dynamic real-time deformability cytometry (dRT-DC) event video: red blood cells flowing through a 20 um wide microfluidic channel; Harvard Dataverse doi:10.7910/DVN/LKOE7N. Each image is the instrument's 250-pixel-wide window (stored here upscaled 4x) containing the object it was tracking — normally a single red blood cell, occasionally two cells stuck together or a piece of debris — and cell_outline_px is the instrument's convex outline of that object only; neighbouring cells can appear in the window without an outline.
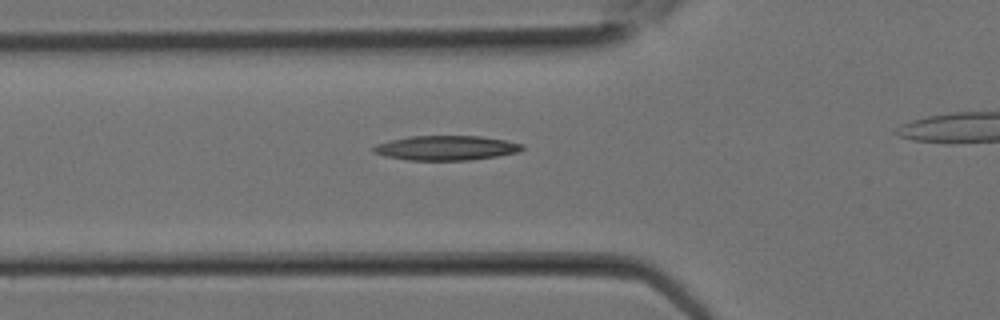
{"species": "Egyptian fruit bat (a non-hibernating species)", "species_latin": "Rousettus aegyptiacus", "temperature_condition": "room temperature", "stored_images_in_passage": 9, "segment_of_instrument_passage": [1, 2], "camera_frame_rate_fps": 3000, "um_per_image_px": 0.085, "animal": {"sex": "female"}, "frame": {"image": 1, "passage_image": 6, "time_ms": 1.667, "image_size_px": [1000, 320], "cell_outline_px": [[524, 148], [516, 152], [496, 156], [468, 160], [408, 160], [384, 156], [372, 152], [372, 148], [376, 144], [408, 136], [480, 136], [504, 140], [524, 144]], "centroid_in_image_um": [37.88, 12.57], "position_along_channel_um": 87.9, "area_um2": 21.21}}
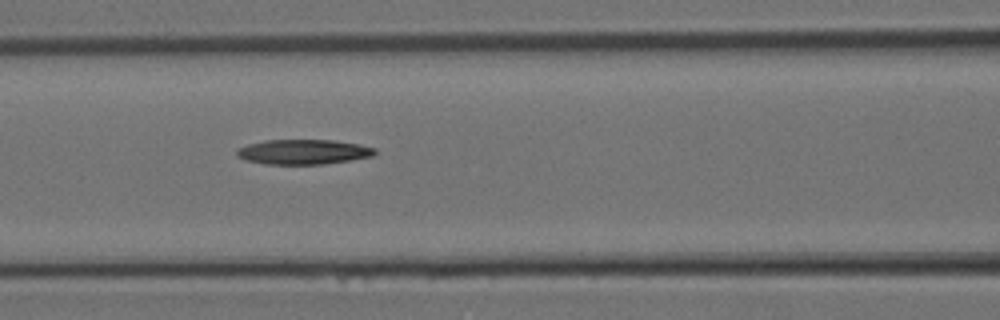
{"frame": {"image": 2, "passage_image": 8, "time_ms": 2.333, "image_size_px": [1000, 320], "cell_outline_px": [[376, 152], [372, 156], [324, 164], [264, 164], [244, 160], [236, 156], [236, 148], [248, 144], [264, 140], [332, 140], [360, 144], [376, 148]], "centroid_in_image_um": [25.73, 12.91], "position_along_channel_um": 140.9, "area_um2": 20.11}}